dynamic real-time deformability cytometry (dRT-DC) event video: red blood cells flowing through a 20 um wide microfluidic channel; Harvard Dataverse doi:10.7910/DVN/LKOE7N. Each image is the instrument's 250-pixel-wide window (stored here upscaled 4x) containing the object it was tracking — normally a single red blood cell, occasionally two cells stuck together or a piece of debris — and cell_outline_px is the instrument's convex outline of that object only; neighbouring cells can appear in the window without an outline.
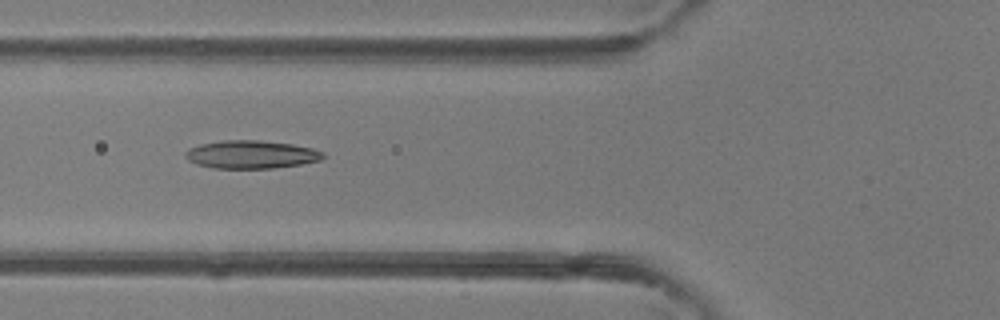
{"species": "common noctule bat (a hibernating species)", "species_latin": "Nyctalus noctula", "temperature_condition": "room temperature", "stored_images_in_passage": 5, "camera_frame_rate_fps": 3000, "um_per_image_px": 0.085, "animal": {"sex": "female"}, "frame": {"image": 1, "passage_image": 5, "time_ms": 4.667, "image_size_px": [1000, 320], "cell_outline_px": [[324, 156], [320, 160], [300, 164], [272, 168], [212, 168], [196, 164], [188, 160], [184, 156], [184, 152], [188, 148], [200, 144], [224, 140], [260, 140], [292, 144], [312, 148], [324, 152]], "centroid_in_image_um": [21.31, 13.12], "position_along_channel_um": 104.5, "area_um2": 22.54}}